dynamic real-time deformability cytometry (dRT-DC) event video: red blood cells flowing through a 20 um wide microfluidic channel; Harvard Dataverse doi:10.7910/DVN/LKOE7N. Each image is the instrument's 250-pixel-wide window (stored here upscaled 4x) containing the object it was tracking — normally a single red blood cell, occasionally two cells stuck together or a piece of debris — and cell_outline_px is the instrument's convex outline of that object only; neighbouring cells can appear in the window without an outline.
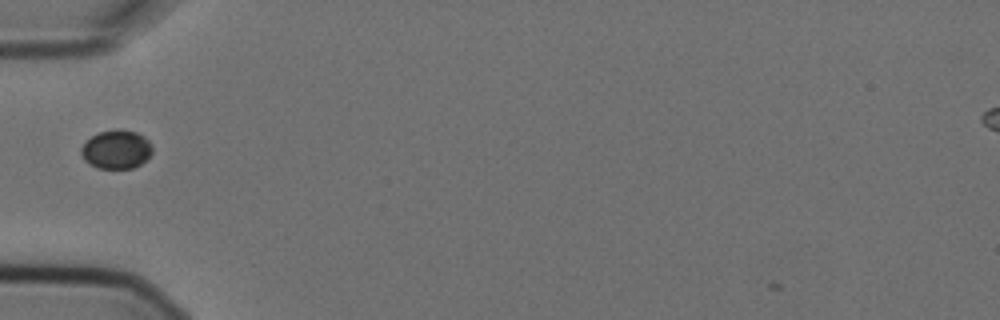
{"species": "Egyptian fruit bat (a non-hibernating species)", "species_latin": "Rousettus aegyptiacus", "temperature_condition": "cold", "stored_images_in_passage": 6, "camera_frame_rate_fps": 3000, "um_per_image_px": 0.085, "animal": {"sex": "female"}, "frame": {"image": 1, "passage_image": 5, "time_ms": 1.333, "image_size_px": [1000, 320], "cell_outline_px": [[152, 152], [140, 164], [132, 168], [96, 168], [88, 164], [84, 160], [80, 152], [80, 148], [92, 136], [100, 132], [116, 128], [120, 128], [136, 132], [144, 136], [152, 144]], "centroid_in_image_um": [9.88, 12.69], "position_along_channel_um": 75.1, "area_um2": 16.13}}
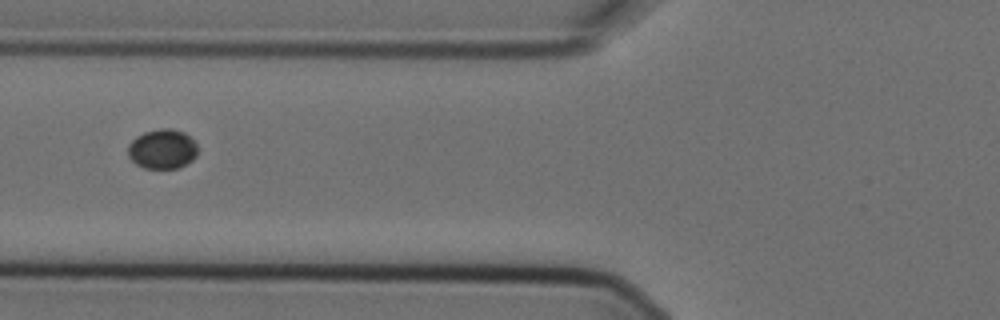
{"frame": {"image": 2, "passage_image": 6, "time_ms": 1.667, "image_size_px": [1000, 320], "cell_outline_px": [[196, 156], [192, 160], [176, 168], [144, 168], [136, 164], [128, 156], [128, 144], [136, 136], [144, 132], [160, 128], [172, 128], [184, 132], [196, 144]], "centroid_in_image_um": [13.77, 12.65], "position_along_channel_um": 112.0, "area_um2": 16.01}}